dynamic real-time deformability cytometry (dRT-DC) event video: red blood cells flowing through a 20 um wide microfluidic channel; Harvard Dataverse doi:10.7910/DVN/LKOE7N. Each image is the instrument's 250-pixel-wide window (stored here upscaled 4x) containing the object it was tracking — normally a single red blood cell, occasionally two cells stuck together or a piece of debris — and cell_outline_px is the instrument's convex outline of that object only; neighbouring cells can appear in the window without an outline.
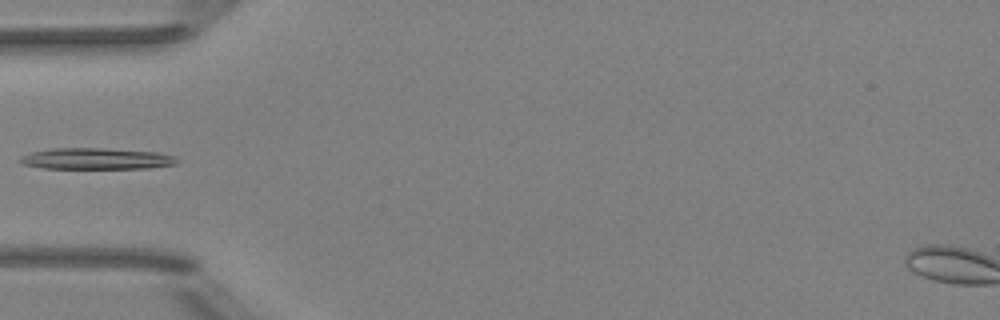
{"species": "Egyptian fruit bat (a non-hibernating species)", "species_latin": "Rousettus aegyptiacus", "temperature_condition": "room temperature", "stored_images_in_passage": 6, "camera_frame_rate_fps": 3000, "um_per_image_px": 0.085, "animal": {"sex": "female"}, "frame": {"image": 1, "passage_image": 5, "time_ms": 4.667, "image_size_px": [1000, 320], "cell_outline_px": [[180, 160], [176, 164], [148, 168], [44, 168], [24, 164], [20, 160], [20, 156], [32, 152], [52, 148], [104, 148], [156, 152], [172, 156]], "centroid_in_image_um": [8.2, 13.48], "position_along_channel_um": 76.8, "area_um2": 19.25}}
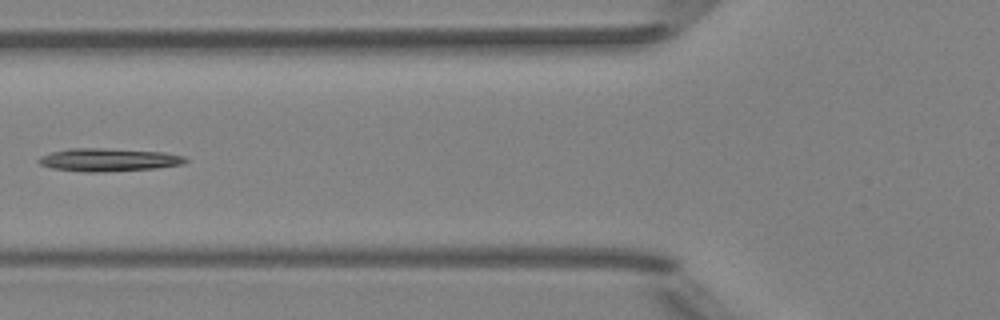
{"frame": {"image": 2, "passage_image": 6, "time_ms": 5.667, "image_size_px": [1000, 320], "cell_outline_px": [[188, 160], [184, 164], [156, 168], [100, 172], [88, 172], [52, 168], [40, 164], [36, 160], [40, 156], [52, 152], [72, 148], [100, 148], [164, 152], [184, 156]], "centroid_in_image_um": [9.23, 13.58], "position_along_channel_um": 116.6, "area_um2": 19.54}}